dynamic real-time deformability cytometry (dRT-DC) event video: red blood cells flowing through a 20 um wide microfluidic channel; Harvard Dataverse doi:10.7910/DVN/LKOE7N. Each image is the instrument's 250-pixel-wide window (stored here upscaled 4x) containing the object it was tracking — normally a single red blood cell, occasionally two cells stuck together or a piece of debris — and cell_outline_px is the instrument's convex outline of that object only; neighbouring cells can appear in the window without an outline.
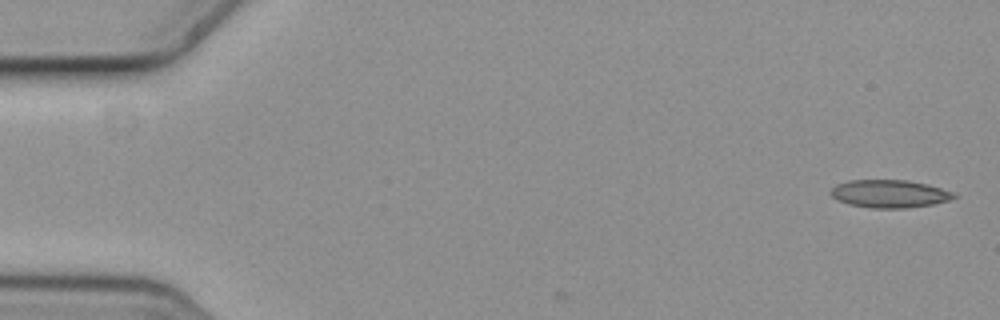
{"species": "common noctule bat (a hibernating species)", "species_latin": "Nyctalus noctula", "temperature_condition": "cold", "stored_images_in_passage": 5, "camera_frame_rate_fps": 3000, "um_per_image_px": 0.085, "animal": {"sex": "female", "body_mass_g": 19.3, "forearm_length_mm": 54.1}, "frame": {"image": 1, "passage_image": 5, "time_ms": 1.333, "image_size_px": [1000, 320], "cell_outline_px": [[956, 196], [948, 200], [932, 204], [908, 208], [872, 208], [852, 204], [840, 200], [832, 196], [828, 192], [836, 184], [848, 180], [904, 180], [924, 184], [940, 188], [952, 192]], "centroid_in_image_um": [75.56, 16.46], "position_along_channel_um": 9.4, "area_um2": 19.59}}